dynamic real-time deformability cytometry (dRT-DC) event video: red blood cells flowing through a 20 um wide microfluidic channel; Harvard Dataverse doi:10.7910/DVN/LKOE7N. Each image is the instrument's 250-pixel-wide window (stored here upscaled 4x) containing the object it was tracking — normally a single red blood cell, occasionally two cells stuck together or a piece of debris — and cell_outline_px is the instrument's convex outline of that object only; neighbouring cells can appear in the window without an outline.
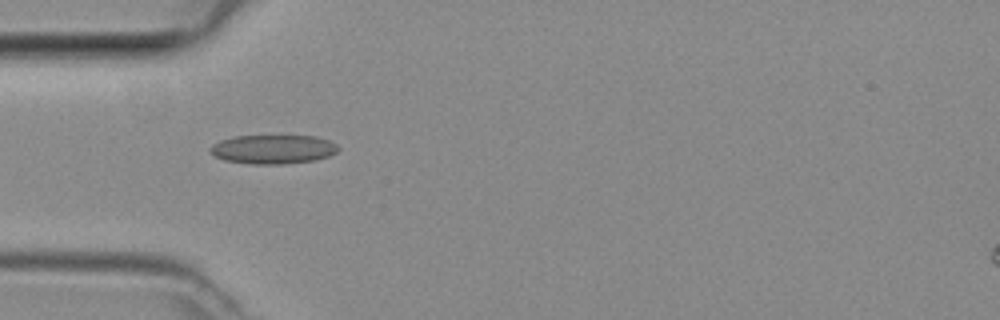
{"species": "common noctule bat (a hibernating species)", "species_latin": "Nyctalus noctula", "temperature_condition": "room temperature", "stored_images_in_passage": 5, "camera_frame_rate_fps": 3000, "um_per_image_px": 0.085, "animal": {"sex": "female", "body_mass_g": 29.2, "forearm_length_mm": 56.3}, "frame": {"image": 1, "passage_image": 3, "time_ms": 0.667, "image_size_px": [1000, 320], "cell_outline_px": [[340, 148], [336, 152], [328, 156], [316, 160], [284, 164], [252, 164], [224, 160], [208, 152], [208, 148], [212, 144], [220, 140], [232, 136], [316, 136], [328, 140], [336, 144]], "centroid_in_image_um": [23.18, 12.69], "position_along_channel_um": 61.8, "area_um2": 21.79}}
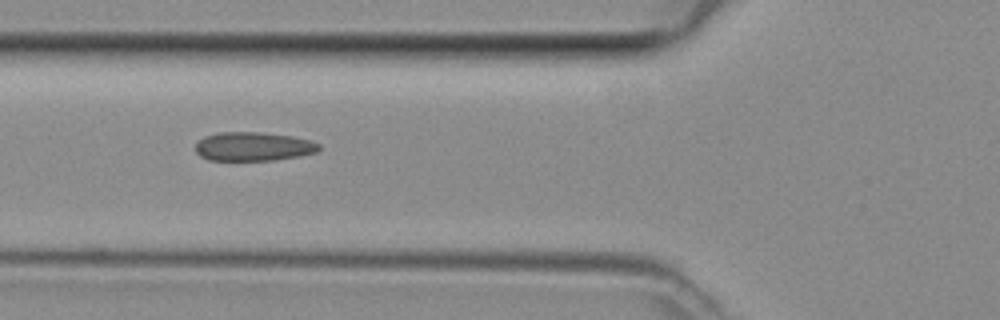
{"frame": {"image": 2, "passage_image": 4, "time_ms": 1.0, "image_size_px": [1000, 320], "cell_outline_px": [[320, 148], [316, 152], [296, 156], [272, 160], [208, 160], [200, 156], [196, 152], [196, 144], [204, 136], [220, 132], [260, 132], [292, 136], [312, 140], [320, 144]], "centroid_in_image_um": [21.52, 12.44], "position_along_channel_um": 104.3, "area_um2": 20.69}}
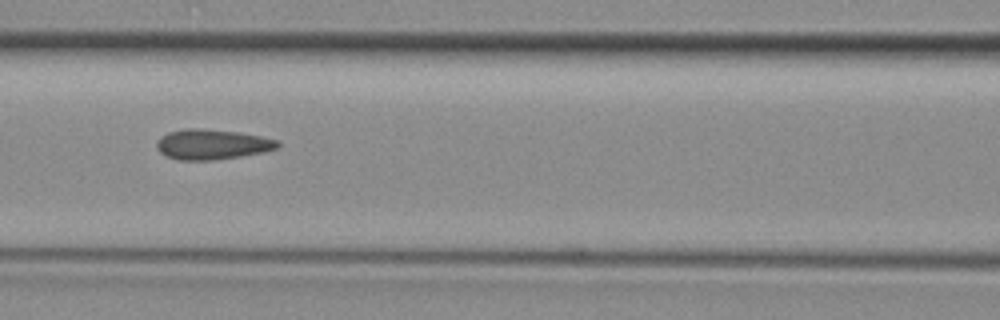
{"frame": {"image": 3, "passage_image": 5, "time_ms": 1.333, "image_size_px": [1000, 320], "cell_outline_px": [[280, 148], [264, 152], [216, 160], [176, 160], [160, 152], [156, 148], [156, 144], [160, 136], [168, 132], [188, 128], [200, 128], [240, 132], [260, 136], [276, 140], [280, 144]], "centroid_in_image_um": [18.02, 12.27], "position_along_channel_um": 148.6, "area_um2": 21.39}}